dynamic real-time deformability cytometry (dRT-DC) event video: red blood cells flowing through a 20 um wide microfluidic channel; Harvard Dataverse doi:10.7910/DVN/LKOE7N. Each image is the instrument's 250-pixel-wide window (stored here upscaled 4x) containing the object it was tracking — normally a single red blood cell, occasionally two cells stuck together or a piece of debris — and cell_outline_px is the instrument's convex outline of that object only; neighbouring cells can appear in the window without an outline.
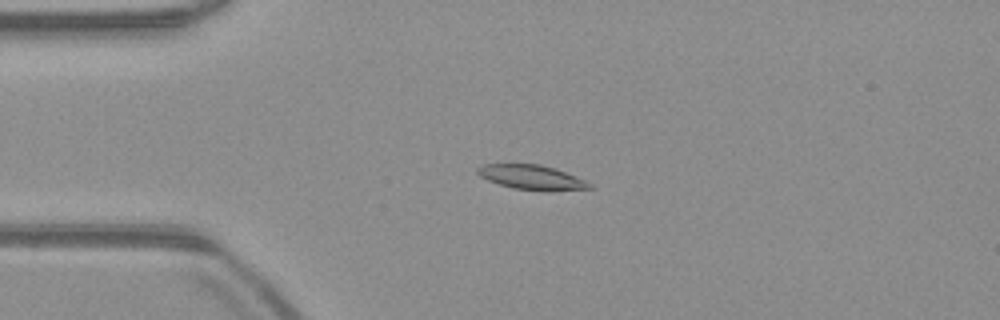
{"species": "common noctule bat (a hibernating species)", "species_latin": "Nyctalus noctula", "temperature_condition": "warm", "stored_images_in_passage": 53, "camera_frame_rate_fps": 3000, "um_per_image_px": 0.085, "animal": {"sex": "male", "body_mass_g": 23.1, "forearm_length_mm": 52.7}, "frame": {"image": 1, "passage_image": 13, "time_ms": 4.0, "image_size_px": [1000, 320], "cell_outline_px": [[592, 188], [512, 188], [488, 180], [480, 176], [476, 172], [476, 168], [484, 164], [540, 164], [556, 168], [584, 180], [592, 184]], "centroid_in_image_um": [45.08, 15.0], "position_along_channel_um": 39.9, "area_um2": 15.03}}
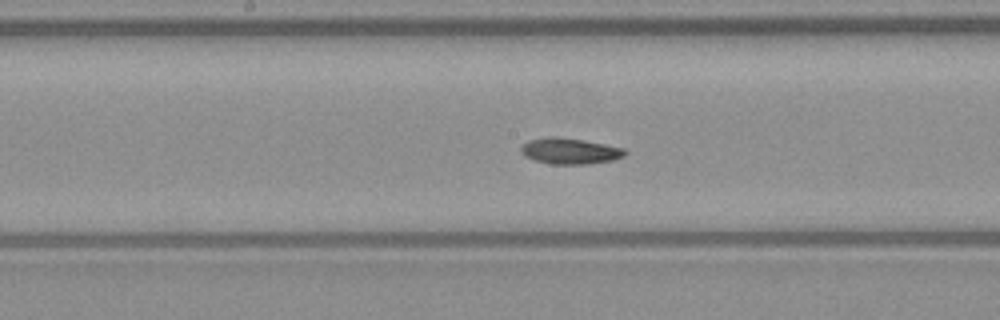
{"frame": {"image": 2, "passage_image": 27, "time_ms": 8.667, "image_size_px": [1000, 320], "cell_outline_px": [[628, 152], [624, 156], [612, 160], [588, 164], [552, 164], [536, 160], [524, 156], [520, 152], [520, 148], [528, 140], [548, 136], [556, 136], [584, 140], [624, 148]], "centroid_in_image_um": [48.43, 12.83], "position_along_channel_um": 199.8, "area_um2": 15.78}}
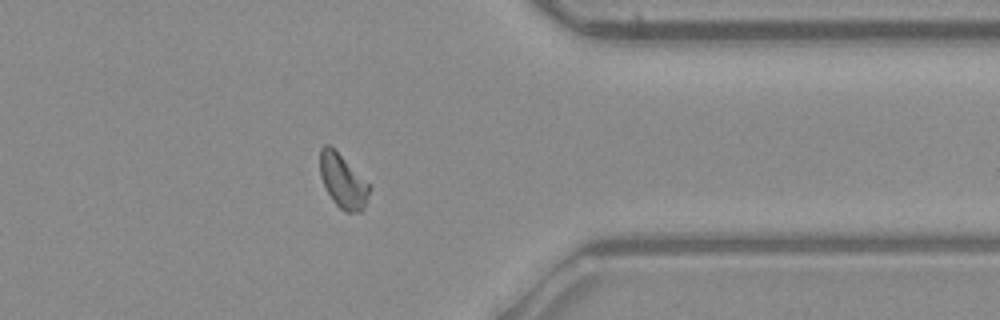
{"frame": {"image": 3, "passage_image": 42, "time_ms": 13.667, "image_size_px": [1000, 320], "cell_outline_px": [[372, 188], [364, 208], [360, 212], [344, 212], [332, 200], [320, 176], [320, 148], [324, 144], [328, 144]], "centroid_in_image_um": [29.14, 15.44], "position_along_channel_um": 382.3, "area_um2": 15.03}}